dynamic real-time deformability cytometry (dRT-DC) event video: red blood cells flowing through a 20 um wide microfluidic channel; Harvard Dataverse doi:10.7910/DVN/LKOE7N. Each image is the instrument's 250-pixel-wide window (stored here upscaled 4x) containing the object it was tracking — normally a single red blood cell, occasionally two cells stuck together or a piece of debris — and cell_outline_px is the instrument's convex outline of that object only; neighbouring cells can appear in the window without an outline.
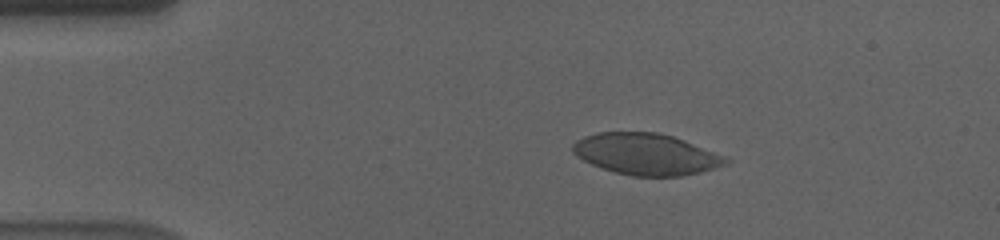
{"species": "human", "species_latin": "Homo sapiens", "temperature_condition": "cold", "stored_images_in_passage": 56, "camera_frame_rate_fps": 3000, "um_per_image_px": 0.085, "donor": {"sex": "male"}, "frame": {"image": 1, "passage_image": 10, "time_ms": 3.0, "image_size_px": [1000, 240], "cell_outline_px": [[732, 160], [728, 164], [716, 168], [684, 176], [632, 176], [600, 168], [576, 156], [572, 152], [572, 144], [576, 140], [584, 136], [600, 132], [656, 132], [672, 136], [684, 140], [724, 156]], "centroid_in_image_um": [54.91, 13.11], "position_along_channel_um": 30.1, "area_um2": 36.93}}
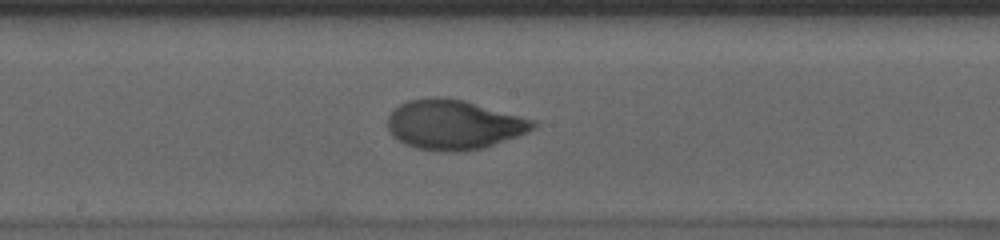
{"frame": {"image": 2, "passage_image": 30, "time_ms": 9.667, "image_size_px": [1000, 240], "cell_outline_px": [[540, 124], [536, 128], [528, 132], [484, 148], [464, 152], [444, 152], [416, 148], [404, 144], [392, 136], [388, 128], [388, 116], [392, 108], [408, 100], [428, 96], [444, 96], [464, 100], [536, 120]], "centroid_in_image_um": [38.57, 10.59], "position_along_channel_um": 209.6, "area_um2": 42.83}}
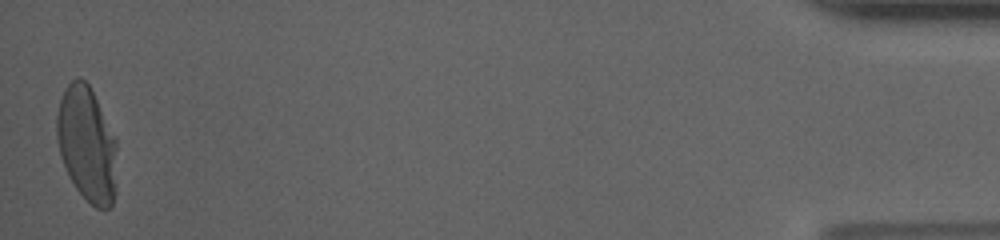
{"frame": {"image": 3, "passage_image": 56, "time_ms": 18.333, "image_size_px": [1000, 240], "cell_outline_px": [[116, 148], [112, 204], [108, 208], [96, 208], [76, 188], [68, 176], [60, 156], [56, 136], [56, 116], [60, 100], [64, 88], [76, 76], [80, 76], [88, 84], [116, 140]], "centroid_in_image_um": [7.33, 12.21], "position_along_channel_um": 427.9, "area_um2": 39.59}, "authors_computed_cell_mechanics": {"area_um2": 39.9398, "velocity_mm_per_s": 3.5623, "shape_relaxation_time_tau1_ms": 3.7199, "shape_relaxation_time_tau2_ms": null, "deformation_change_tau1": 0.2017, "deformation_change_tau2": null}}